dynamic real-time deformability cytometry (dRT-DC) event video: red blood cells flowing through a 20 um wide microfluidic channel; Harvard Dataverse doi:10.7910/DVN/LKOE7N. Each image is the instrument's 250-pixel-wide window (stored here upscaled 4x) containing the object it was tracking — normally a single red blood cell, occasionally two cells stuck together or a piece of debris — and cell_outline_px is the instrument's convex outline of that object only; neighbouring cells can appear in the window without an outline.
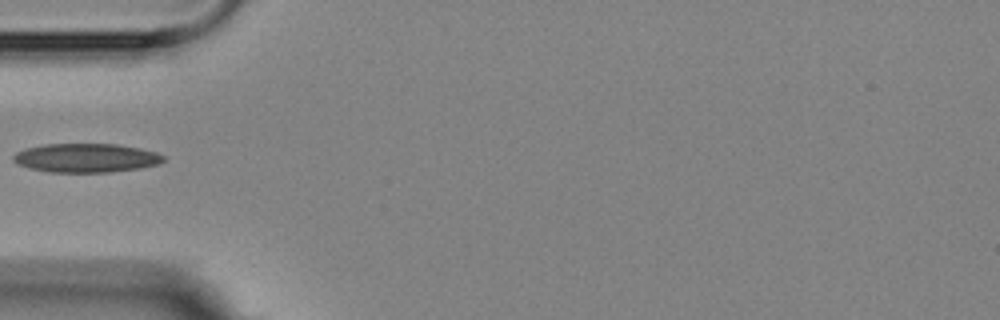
{"species": "Egyptian fruit bat (a non-hibernating species)", "species_latin": "Rousettus aegyptiacus", "temperature_condition": "room temperature", "stored_images_in_passage": 2, "camera_frame_rate_fps": 3000, "um_per_image_px": 0.085, "animal": {"sex": "female"}, "frame": {"image": 1, "passage_image": 2, "time_ms": 1.0, "image_size_px": [1000, 320], "cell_outline_px": [[164, 160], [156, 164], [140, 168], [108, 172], [48, 172], [28, 168], [16, 164], [12, 160], [12, 156], [16, 152], [28, 148], [44, 144], [116, 144], [140, 148], [156, 152], [164, 156]], "centroid_in_image_um": [7.27, 13.42], "position_along_channel_um": 77.7, "area_um2": 25.26}}